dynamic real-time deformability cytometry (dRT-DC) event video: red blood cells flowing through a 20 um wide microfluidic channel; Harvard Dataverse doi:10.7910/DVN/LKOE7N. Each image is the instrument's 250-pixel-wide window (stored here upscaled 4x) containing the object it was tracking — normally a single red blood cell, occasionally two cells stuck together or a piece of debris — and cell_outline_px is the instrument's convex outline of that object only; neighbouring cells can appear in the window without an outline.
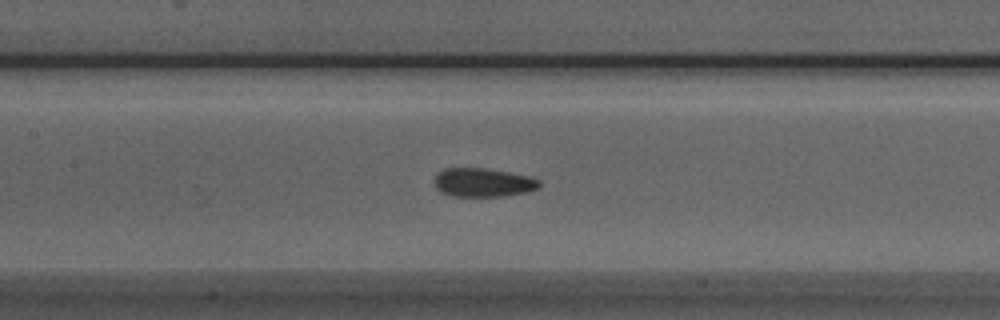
{"species": "Egyptian fruit bat (a non-hibernating species)", "species_latin": "Rousettus aegyptiacus", "temperature_condition": "room temperature", "stored_images_in_passage": 30, "camera_frame_rate_fps": 3000, "um_per_image_px": 0.085, "animal": {"sex": "male"}, "frame": {"image": 1, "passage_image": 9, "time_ms": 2.667, "image_size_px": [1000, 320], "cell_outline_px": [[540, 188], [528, 192], [504, 196], [452, 196], [440, 192], [436, 188], [436, 176], [444, 168], [484, 168], [532, 176], [540, 180]], "centroid_in_image_um": [41.12, 15.52], "position_along_channel_um": 166.3, "area_um2": 17.63}}
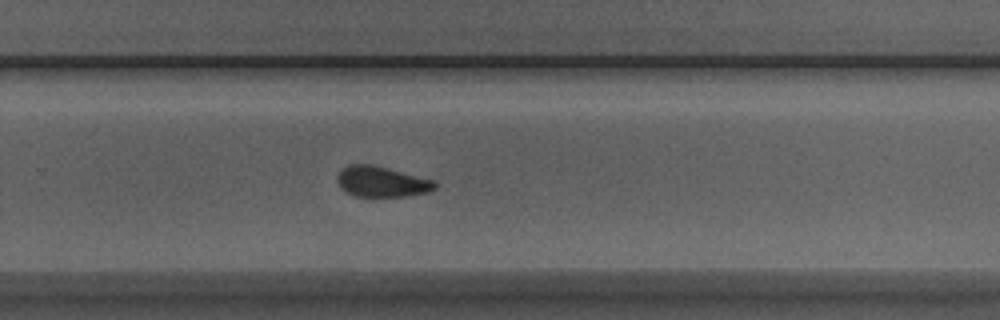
{"frame": {"image": 2, "passage_image": 19, "time_ms": 6.0, "image_size_px": [1000, 320], "cell_outline_px": [[436, 188], [428, 192], [404, 196], [352, 196], [344, 192], [340, 188], [336, 180], [336, 176], [348, 164], [372, 164], [436, 180]], "centroid_in_image_um": [32.42, 15.44], "position_along_channel_um": 297.4, "area_um2": 17.57}}
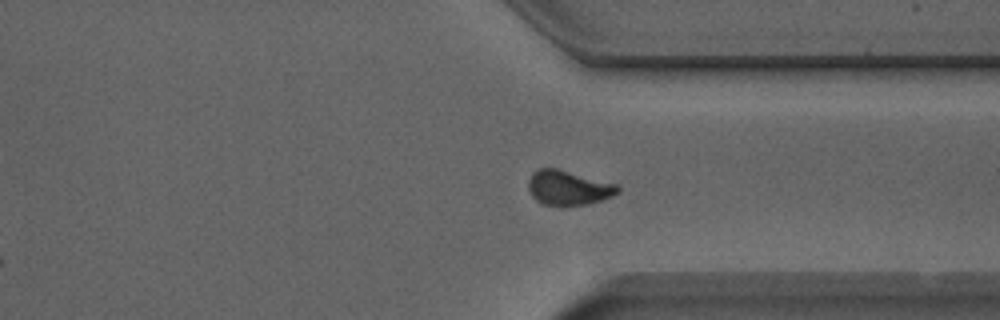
{"frame": {"image": 3, "passage_image": 24, "time_ms": 7.667, "image_size_px": [1000, 320], "cell_outline_px": [[620, 192], [612, 196], [588, 204], [544, 204], [536, 200], [532, 196], [528, 188], [528, 180], [532, 172], [540, 168], [556, 168], [620, 184]], "centroid_in_image_um": [48.34, 15.93], "position_along_channel_um": 363.1, "area_um2": 17.98}, "authors_computed_cell_mechanics": {"area_um2": 17.7446, "velocity_mm_per_s": 3.9451, "shape_relaxation_time_tau1_ms": 3.6541, "shape_relaxation_time_tau2_ms": 1.5123, "deformation_change_tau1": 0.1171, "deformation_change_tau2": 0.0758}}